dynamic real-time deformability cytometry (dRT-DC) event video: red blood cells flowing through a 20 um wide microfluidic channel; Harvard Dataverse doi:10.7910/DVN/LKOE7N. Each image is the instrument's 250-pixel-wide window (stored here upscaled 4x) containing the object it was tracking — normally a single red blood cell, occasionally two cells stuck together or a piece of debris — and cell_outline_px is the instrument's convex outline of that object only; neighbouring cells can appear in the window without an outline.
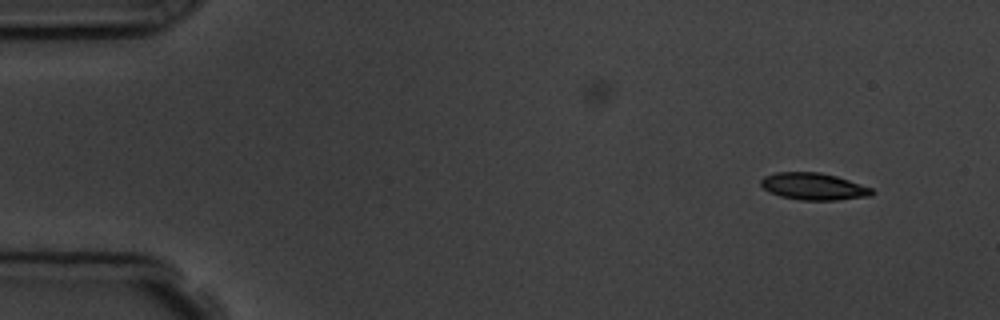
{"species": "common noctule bat (a hibernating species)", "species_latin": "Nyctalus noctula", "temperature_condition": "room temperature", "stored_images_in_passage": 8, "camera_frame_rate_fps": 3000, "um_per_image_px": 0.085, "animal": {"sex": "male", "body_mass_g": 19.5, "forearm_length_mm": 54.6}, "frame": {"image": 1, "passage_image": 1, "time_ms": 0.0, "image_size_px": [1000, 320], "cell_outline_px": [[876, 192], [872, 196], [836, 200], [800, 200], [780, 196], [764, 188], [760, 184], [760, 180], [764, 176], [776, 172], [820, 172], [836, 176], [872, 188]], "centroid_in_image_um": [69.18, 15.85], "position_along_channel_um": 15.8, "area_um2": 17.46}}
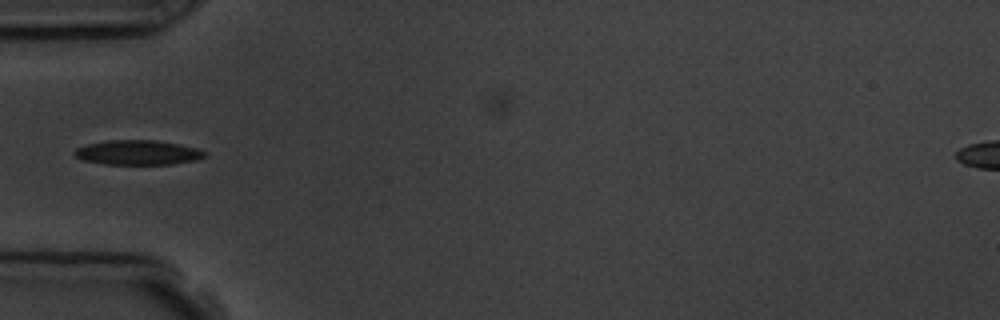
{"frame": {"image": 2, "passage_image": 4, "time_ms": 4.333, "image_size_px": [1000, 320], "cell_outline_px": [[208, 156], [196, 160], [172, 164], [104, 164], [80, 160], [72, 152], [76, 148], [88, 144], [108, 140], [156, 140], [180, 144], [196, 148], [208, 152]], "centroid_in_image_um": [11.73, 12.97], "position_along_channel_um": 73.3, "area_um2": 18.9}}